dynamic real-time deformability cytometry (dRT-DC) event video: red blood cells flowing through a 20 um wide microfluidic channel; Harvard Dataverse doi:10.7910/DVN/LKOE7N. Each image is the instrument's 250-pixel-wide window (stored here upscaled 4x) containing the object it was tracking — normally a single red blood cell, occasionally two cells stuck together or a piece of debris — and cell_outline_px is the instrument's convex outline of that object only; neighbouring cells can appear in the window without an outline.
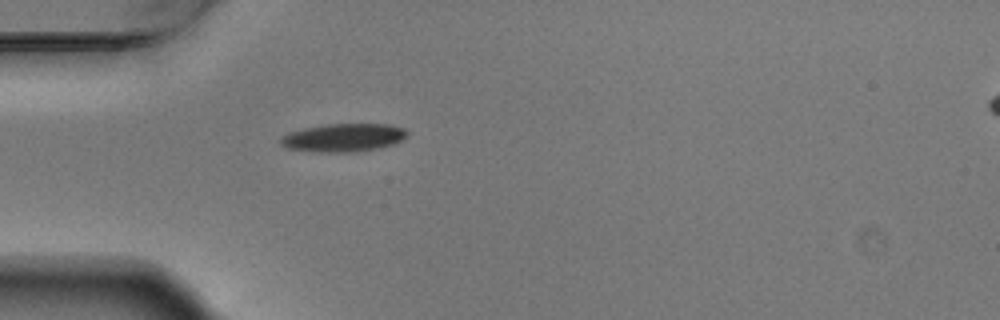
{"species": "Egyptian fruit bat (a non-hibernating species)", "species_latin": "Rousettus aegyptiacus", "temperature_condition": "warm", "stored_images_in_passage": 1, "camera_frame_rate_fps": 3000, "um_per_image_px": 0.085, "animal": {"sex": "male"}, "frame": {"image": 1, "passage_image": 1, "time_ms": 0.0, "image_size_px": [1000, 320], "cell_outline_px": [[408, 136], [392, 144], [376, 148], [352, 152], [320, 152], [288, 148], [280, 144], [280, 140], [288, 132], [304, 128], [328, 124], [388, 124], [404, 128], [408, 132]], "centroid_in_image_um": [29.2, 11.69], "position_along_channel_um": 55.8, "area_um2": 20.52}}